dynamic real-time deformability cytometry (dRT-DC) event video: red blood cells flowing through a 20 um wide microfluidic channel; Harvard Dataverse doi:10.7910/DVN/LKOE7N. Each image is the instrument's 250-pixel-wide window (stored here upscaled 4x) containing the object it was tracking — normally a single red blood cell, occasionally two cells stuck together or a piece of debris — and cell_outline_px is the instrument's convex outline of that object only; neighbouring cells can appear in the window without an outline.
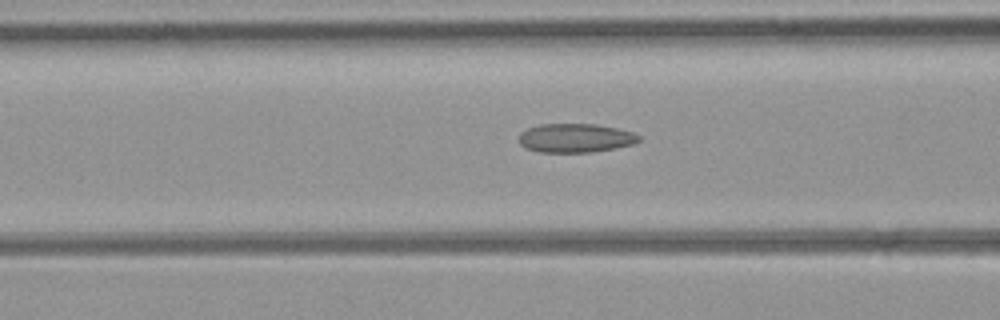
{"species": "common noctule bat (a hibernating species)", "species_latin": "Nyctalus noctula", "temperature_condition": "room temperature", "stored_images_in_passage": 25, "camera_frame_rate_fps": 3000, "um_per_image_px": 0.085, "animal": {"sex": "female", "body_mass_g": 21.9}, "frame": {"image": 1, "passage_image": 4, "time_ms": 1.0, "image_size_px": [1000, 320], "cell_outline_px": [[640, 140], [632, 144], [616, 148], [592, 152], [540, 152], [524, 148], [520, 144], [520, 132], [528, 128], [540, 124], [596, 124], [616, 128], [632, 132], [640, 136]], "centroid_in_image_um": [48.9, 11.73], "position_along_channel_um": 117.7, "area_um2": 20.17}}
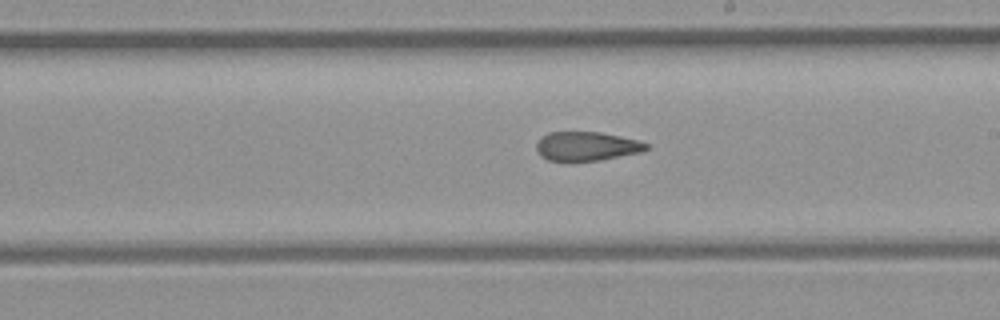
{"frame": {"image": 2, "passage_image": 13, "time_ms": 4.0, "image_size_px": [1000, 320], "cell_outline_px": [[648, 148], [640, 152], [600, 160], [548, 160], [540, 156], [536, 148], [536, 144], [540, 136], [548, 132], [600, 132], [620, 136], [636, 140], [648, 144]], "centroid_in_image_um": [49.81, 12.41], "position_along_channel_um": 239.2, "area_um2": 18.38}}
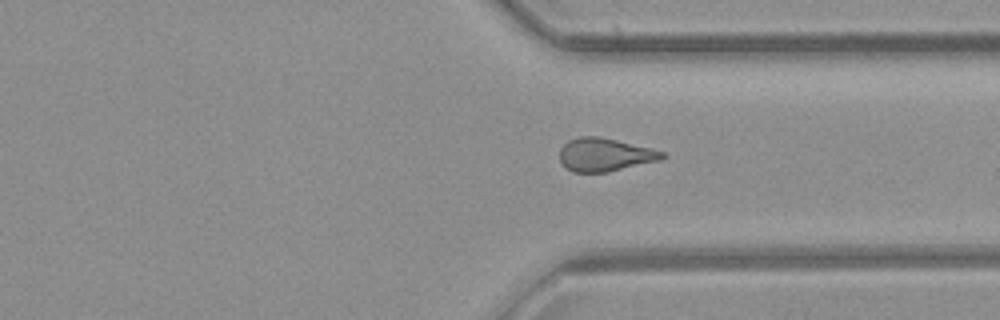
{"frame": {"image": 3, "passage_image": 22, "time_ms": 7.0, "image_size_px": [1000, 320], "cell_outline_px": [[668, 156], [660, 160], [608, 172], [572, 172], [560, 160], [560, 148], [568, 140], [580, 136], [600, 136], [652, 148], [664, 152]], "centroid_in_image_um": [51.44, 13.14], "position_along_channel_um": 360.0, "area_um2": 19.88}}